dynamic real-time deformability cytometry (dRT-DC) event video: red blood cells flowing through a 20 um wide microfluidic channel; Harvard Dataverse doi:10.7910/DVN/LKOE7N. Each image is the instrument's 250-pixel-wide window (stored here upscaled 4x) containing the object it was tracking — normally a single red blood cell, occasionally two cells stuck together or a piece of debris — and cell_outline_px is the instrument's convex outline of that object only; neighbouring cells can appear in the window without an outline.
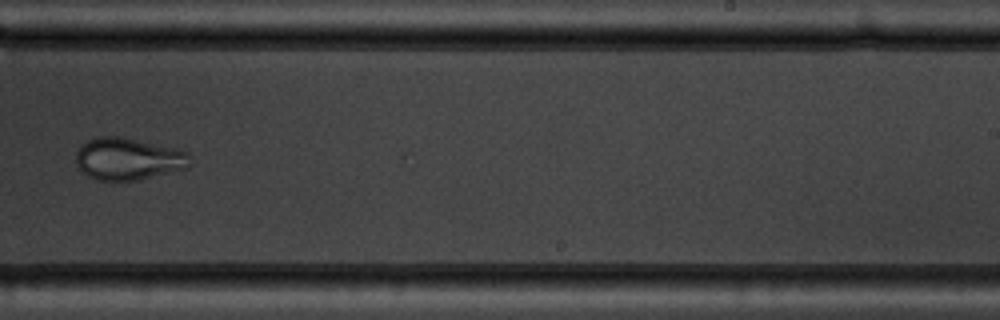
{"species": "common noctule bat (a hibernating species)", "species_latin": "Nyctalus noctula", "temperature_condition": "warm", "stored_images_in_passage": 9, "camera_frame_rate_fps": 3000, "um_per_image_px": 0.085, "animal": {"sex": "male", "body_mass_g": 19.5, "forearm_length_mm": 54.6}, "frame": {"image": 1, "passage_image": 9, "time_ms": 10.0, "image_size_px": [1000, 320], "cell_outline_px": [[192, 156], [188, 168], [140, 180], [96, 180], [88, 176], [76, 164], [76, 152], [88, 140], [100, 136], [120, 136], [176, 148], [188, 152]], "centroid_in_image_um": [10.94, 13.51], "position_along_channel_um": 278.1, "area_um2": 28.09}}